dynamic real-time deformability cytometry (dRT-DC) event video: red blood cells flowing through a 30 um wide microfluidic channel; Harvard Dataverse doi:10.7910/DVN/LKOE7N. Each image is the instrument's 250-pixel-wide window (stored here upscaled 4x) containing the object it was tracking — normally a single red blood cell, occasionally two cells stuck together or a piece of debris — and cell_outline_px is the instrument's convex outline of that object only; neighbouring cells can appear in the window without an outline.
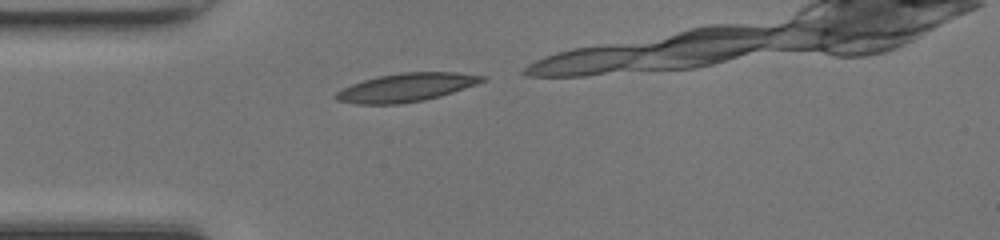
{"species": "common noctule bat (a hibernating species)", "species_latin": "Nyctalus noctula", "temperature_condition": "room temperature", "stored_images_in_passage": 8, "camera_frame_rate_fps": 3000, "um_per_image_px": 0.085, "animal": {"sex": "female", "body_mass_g": 17.0, "forearm_length_mm": 48.0}, "frame": {"image": 1, "passage_image": 1, "time_ms": 0.0, "image_size_px": [1000, 240], "cell_outline_px": [[488, 80], [440, 96], [424, 100], [400, 104], [356, 104], [336, 100], [332, 96], [336, 92], [352, 84], [364, 80], [380, 76], [400, 72], [456, 72], [488, 76]], "centroid_in_image_um": [34.54, 7.43], "position_along_channel_um": 50.5, "area_um2": 24.22}}
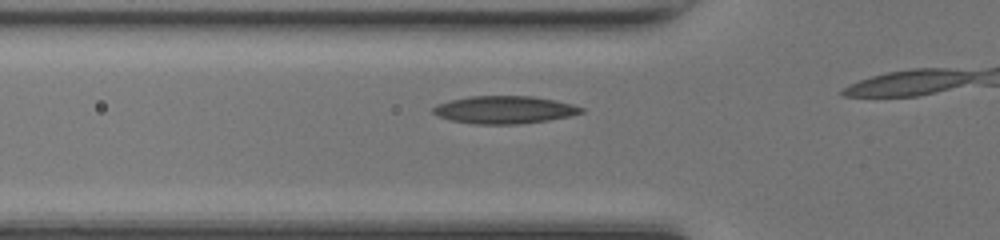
{"frame": {"image": 2, "passage_image": 4, "time_ms": 1.0, "image_size_px": [1000, 240], "cell_outline_px": [[584, 112], [572, 116], [548, 120], [516, 124], [476, 124], [452, 120], [440, 116], [432, 112], [432, 108], [436, 104], [468, 96], [532, 96], [556, 100], [572, 104], [584, 108]], "centroid_in_image_um": [42.91, 9.32], "position_along_channel_um": 82.9, "area_um2": 23.81}}
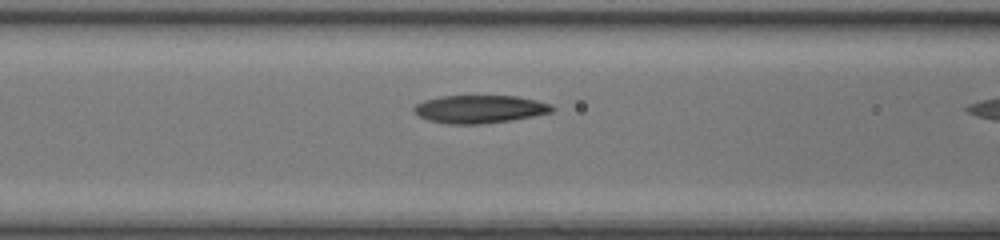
{"frame": {"image": 3, "passage_image": 7, "time_ms": 2.0, "image_size_px": [1000, 240], "cell_outline_px": [[556, 108], [552, 112], [512, 120], [480, 124], [448, 124], [428, 120], [412, 112], [412, 108], [416, 104], [424, 100], [440, 96], [516, 96], [536, 100], [552, 104]], "centroid_in_image_um": [40.76, 9.27], "position_along_channel_um": 125.8, "area_um2": 22.6}}